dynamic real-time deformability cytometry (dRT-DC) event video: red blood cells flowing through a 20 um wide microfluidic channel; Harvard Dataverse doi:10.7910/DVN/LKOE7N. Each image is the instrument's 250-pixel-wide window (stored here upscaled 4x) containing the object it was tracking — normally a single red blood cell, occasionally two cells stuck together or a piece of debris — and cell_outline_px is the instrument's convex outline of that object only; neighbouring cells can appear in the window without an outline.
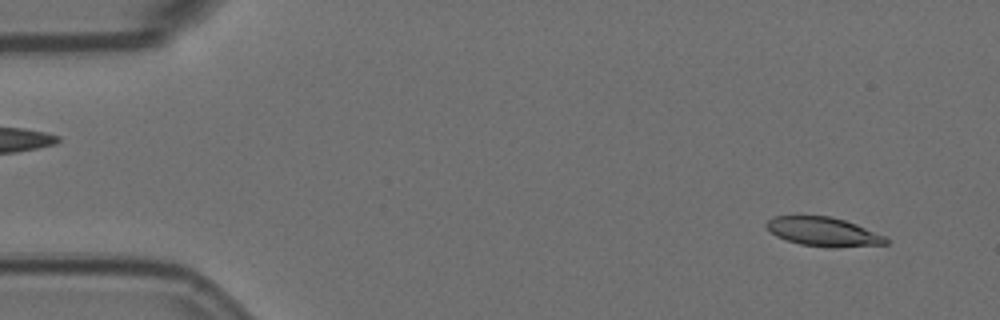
{"species": "Egyptian fruit bat (a non-hibernating species)", "species_latin": "Rousettus aegyptiacus", "temperature_condition": "room temperature", "stored_images_in_passage": 5, "camera_frame_rate_fps": 3000, "um_per_image_px": 0.085, "animal": {"sex": "female"}, "frame": {"image": 1, "passage_image": 1, "time_ms": 0.0, "image_size_px": [1000, 320], "cell_outline_px": [[888, 244], [832, 248], [828, 248], [800, 244], [776, 236], [764, 224], [768, 220], [776, 216], [828, 216], [844, 220], [856, 224], [884, 236], [888, 240]], "centroid_in_image_um": [69.99, 19.71], "position_along_channel_um": 15.0, "area_um2": 20.0}}
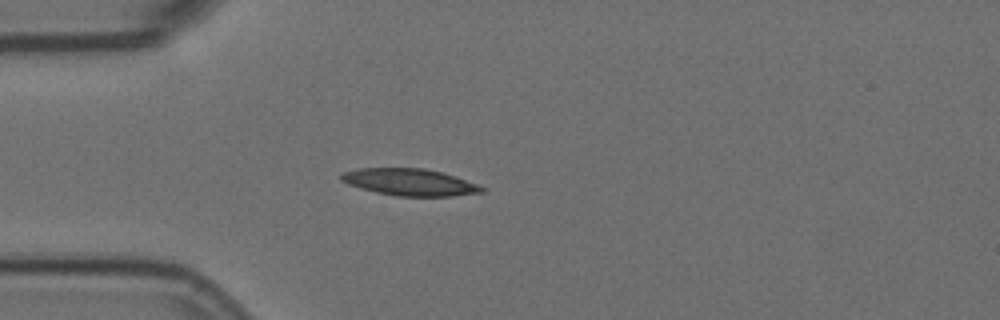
{"frame": {"image": 2, "passage_image": 4, "time_ms": 1.0, "image_size_px": [1000, 320], "cell_outline_px": [[484, 192], [452, 196], [396, 196], [376, 192], [360, 188], [348, 184], [340, 180], [340, 176], [344, 172], [360, 168], [424, 168], [444, 172], [476, 184], [484, 188]], "centroid_in_image_um": [34.82, 15.48], "position_along_channel_um": 50.2, "area_um2": 21.96}}